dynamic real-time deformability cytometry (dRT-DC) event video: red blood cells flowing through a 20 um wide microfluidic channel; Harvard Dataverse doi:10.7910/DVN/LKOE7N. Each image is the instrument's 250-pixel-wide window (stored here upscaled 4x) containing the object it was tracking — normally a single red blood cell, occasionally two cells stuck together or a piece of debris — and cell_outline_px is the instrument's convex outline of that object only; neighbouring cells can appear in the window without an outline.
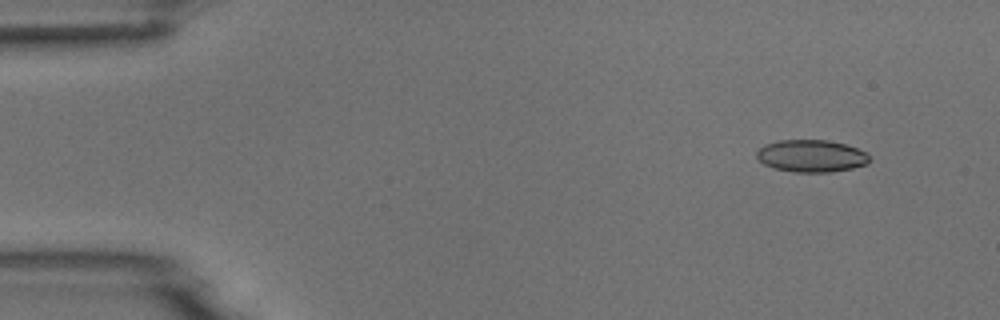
{"species": "common noctule bat (a hibernating species)", "species_latin": "Nyctalus noctula", "temperature_condition": "room temperature", "stored_images_in_passage": 3, "camera_frame_rate_fps": 3000, "um_per_image_px": 0.085, "animal": {"sex": "male", "body_mass_g": 18.8}, "frame": {"image": 1, "passage_image": 1, "time_ms": 0.0, "image_size_px": [1000, 320], "cell_outline_px": [[868, 164], [852, 168], [832, 172], [796, 172], [776, 168], [764, 164], [756, 156], [756, 152], [764, 144], [776, 140], [828, 140], [844, 144], [856, 148], [864, 152], [868, 156]], "centroid_in_image_um": [68.94, 13.25], "position_along_channel_um": 16.1, "area_um2": 21.04}}